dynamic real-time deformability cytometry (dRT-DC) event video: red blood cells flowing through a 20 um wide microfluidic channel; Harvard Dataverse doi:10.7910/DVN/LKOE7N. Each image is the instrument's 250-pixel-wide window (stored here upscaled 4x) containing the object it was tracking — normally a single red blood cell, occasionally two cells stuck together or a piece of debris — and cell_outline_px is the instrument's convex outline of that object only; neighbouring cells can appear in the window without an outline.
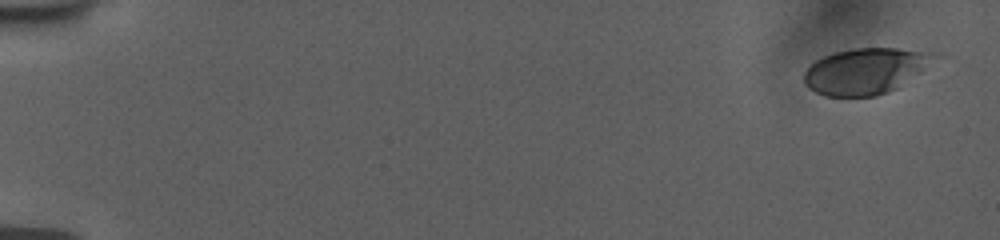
{"species": "human", "species_latin": "Homo sapiens", "temperature_condition": "room temperature", "stored_images_in_passage": 29, "camera_frame_rate_fps": 3000, "um_per_image_px": 0.085, "donor": {"sex": "female"}, "frame": {"image": 1, "passage_image": 1, "time_ms": 0.0, "image_size_px": [1000, 240], "cell_outline_px": [[944, 56], [896, 88], [888, 92], [876, 96], [824, 96], [808, 88], [804, 84], [804, 72], [816, 60], [824, 56], [836, 52], [856, 48], [896, 48], [940, 52]], "centroid_in_image_um": [73.64, 6.02], "position_along_channel_um": 11.4, "area_um2": 35.2}}
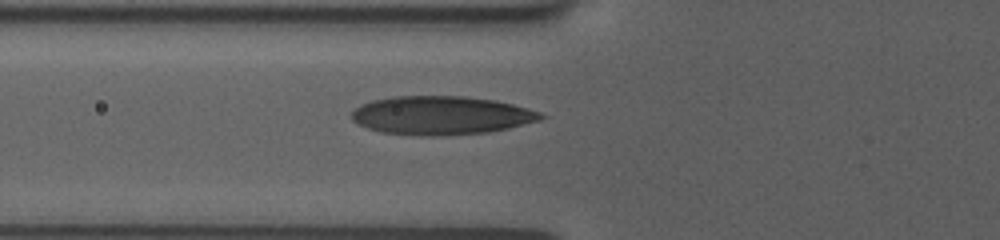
{"frame": {"image": 2, "passage_image": 17, "time_ms": 5.333, "image_size_px": [1000, 240], "cell_outline_px": [[548, 116], [540, 120], [508, 128], [488, 132], [440, 136], [420, 136], [380, 132], [356, 124], [352, 120], [352, 112], [360, 104], [372, 100], [392, 96], [464, 96], [496, 100], [528, 108], [540, 112]], "centroid_in_image_um": [37.49, 9.81], "position_along_channel_um": 88.3, "area_um2": 42.83}}
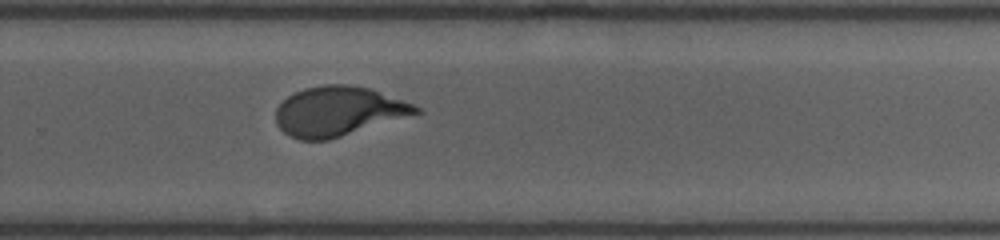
{"frame": {"image": 3, "passage_image": 29, "time_ms": 9.333, "image_size_px": [1000, 240], "cell_outline_px": [[424, 112], [328, 140], [300, 140], [284, 132], [276, 124], [276, 108], [288, 96], [304, 88], [324, 84], [348, 84], [368, 88], [412, 104], [420, 108]], "centroid_in_image_um": [28.75, 9.46], "position_along_channel_um": 301.1, "area_um2": 40.11}}